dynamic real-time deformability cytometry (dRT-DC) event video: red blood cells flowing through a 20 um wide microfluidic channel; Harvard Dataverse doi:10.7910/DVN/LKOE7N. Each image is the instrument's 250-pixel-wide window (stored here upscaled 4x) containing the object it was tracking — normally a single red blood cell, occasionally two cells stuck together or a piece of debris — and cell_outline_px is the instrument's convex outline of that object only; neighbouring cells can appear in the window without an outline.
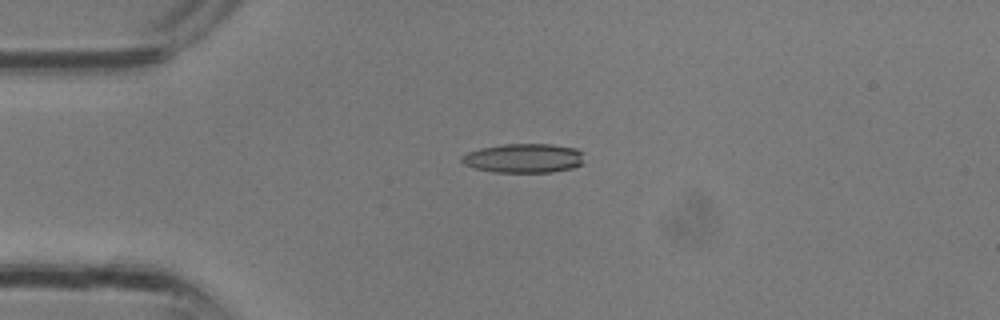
{"species": "common noctule bat (a hibernating species)", "species_latin": "Nyctalus noctula", "temperature_condition": "room temperature", "stored_images_in_passage": 8, "camera_frame_rate_fps": 3000, "um_per_image_px": 0.085, "animal": {"sex": "male", "body_mass_g": 13.3}, "frame": {"image": 1, "passage_image": 4, "time_ms": 1.0, "image_size_px": [1000, 320], "cell_outline_px": [[584, 152], [580, 164], [572, 168], [552, 172], [492, 172], [476, 168], [464, 164], [460, 160], [460, 156], [468, 152], [480, 148], [504, 144], [552, 144], [576, 148]], "centroid_in_image_um": [44.5, 13.44], "position_along_channel_um": 40.5, "area_um2": 20.87}}
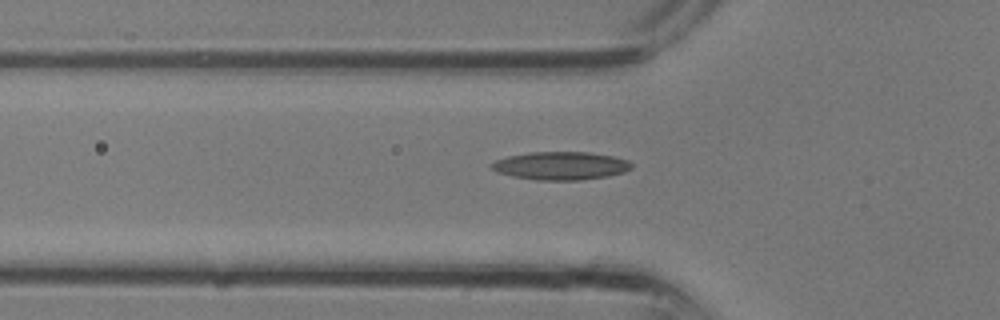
{"frame": {"image": 2, "passage_image": 7, "time_ms": 2.0, "image_size_px": [1000, 320], "cell_outline_px": [[632, 168], [624, 172], [608, 176], [580, 180], [536, 180], [512, 176], [496, 172], [488, 164], [496, 160], [508, 156], [528, 152], [588, 152], [612, 156], [628, 160], [632, 164]], "centroid_in_image_um": [47.64, 14.09], "position_along_channel_um": 78.2, "area_um2": 23.0}}